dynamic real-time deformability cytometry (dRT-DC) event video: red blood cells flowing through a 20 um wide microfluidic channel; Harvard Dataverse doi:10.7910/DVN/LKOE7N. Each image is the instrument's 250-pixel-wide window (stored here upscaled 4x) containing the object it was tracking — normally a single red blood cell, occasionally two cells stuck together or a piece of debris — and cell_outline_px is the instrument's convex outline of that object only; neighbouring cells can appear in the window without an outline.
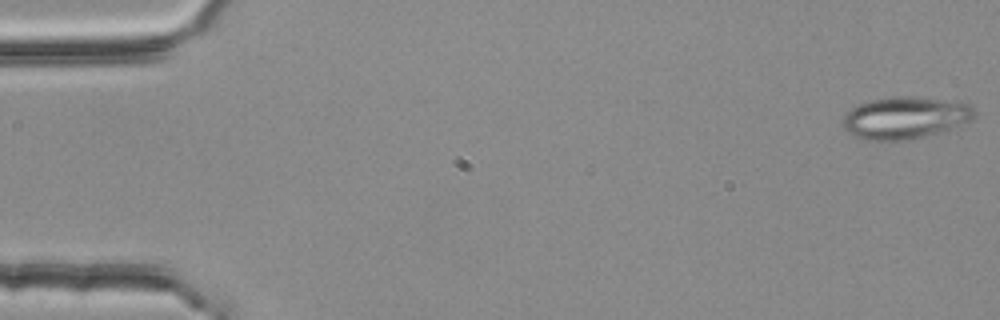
{"species": "common noctule bat (a hibernating species)", "species_latin": "Nyctalus noctula", "temperature_condition": "room temperature", "stored_images_in_passage": 3, "camera_frame_rate_fps": 3000, "um_per_image_px": 0.085, "animal": {"sex": "female", "body_mass_g": 25.1}, "frame": {"image": 1, "passage_image": 1, "time_ms": 0.0, "image_size_px": [1000, 320], "cell_outline_px": [[976, 116], [972, 120], [936, 132], [904, 140], [868, 140], [856, 136], [848, 132], [844, 128], [844, 116], [852, 108], [860, 104], [872, 100], [904, 96], [908, 96], [968, 104], [976, 112]], "centroid_in_image_um": [76.91, 10.01], "position_along_channel_um": 8.1, "area_um2": 31.04}}